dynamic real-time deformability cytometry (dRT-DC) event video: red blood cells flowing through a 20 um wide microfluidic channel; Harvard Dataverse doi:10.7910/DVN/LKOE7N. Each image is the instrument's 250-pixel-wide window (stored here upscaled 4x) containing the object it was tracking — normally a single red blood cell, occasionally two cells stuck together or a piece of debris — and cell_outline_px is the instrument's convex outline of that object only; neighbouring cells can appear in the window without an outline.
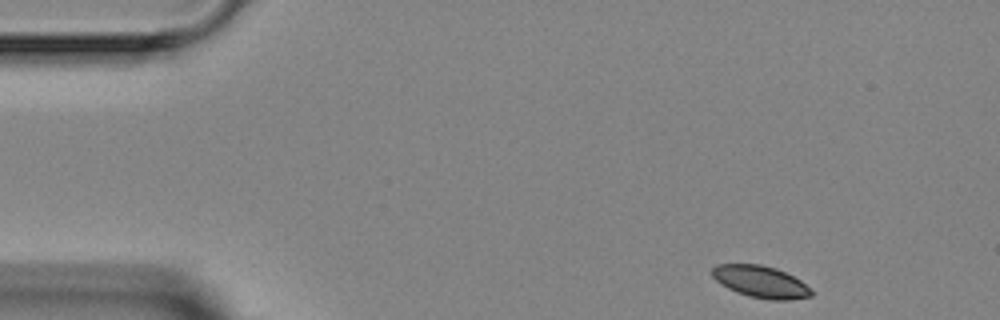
{"species": "Egyptian fruit bat (a non-hibernating species)", "species_latin": "Rousettus aegyptiacus", "temperature_condition": "room temperature", "stored_images_in_passage": 4, "segment_of_instrument_passage": [1, 2], "camera_frame_rate_fps": 3000, "um_per_image_px": 0.085, "animal": {"sex": "female"}, "frame": {"image": 1, "passage_image": 1, "time_ms": 0.0, "image_size_px": [1000, 320], "cell_outline_px": [[812, 296], [788, 300], [768, 300], [748, 296], [736, 292], [720, 284], [712, 276], [712, 268], [716, 264], [760, 264], [776, 268], [800, 280], [812, 288]], "centroid_in_image_um": [64.65, 23.95], "position_along_channel_um": 20.3, "area_um2": 18.55}}
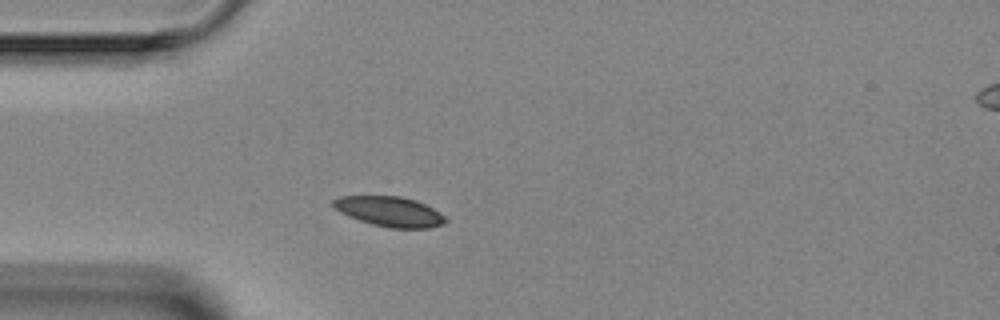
{"frame": {"image": 2, "passage_image": 3, "time_ms": 2.667, "image_size_px": [1000, 320], "cell_outline_px": [[448, 220], [444, 224], [428, 228], [388, 228], [372, 224], [348, 216], [340, 212], [332, 204], [332, 200], [340, 196], [400, 196], [416, 200], [440, 212]], "centroid_in_image_um": [33.13, 17.98], "position_along_channel_um": 51.9, "area_um2": 19.59}}